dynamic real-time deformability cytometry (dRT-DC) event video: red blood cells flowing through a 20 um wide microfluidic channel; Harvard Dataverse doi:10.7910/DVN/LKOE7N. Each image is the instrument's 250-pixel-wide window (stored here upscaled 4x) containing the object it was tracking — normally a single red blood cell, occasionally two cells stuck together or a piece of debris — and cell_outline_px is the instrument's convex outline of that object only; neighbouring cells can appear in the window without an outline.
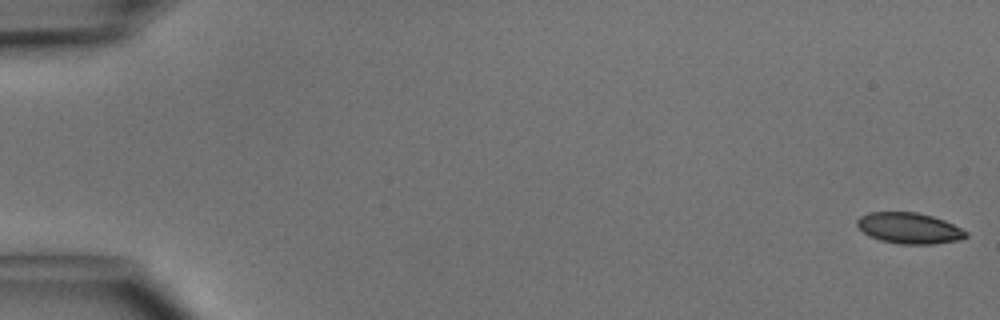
{"species": "common noctule bat (a hibernating species)", "species_latin": "Nyctalus noctula", "temperature_condition": "cold", "stored_images_in_passage": 49, "camera_frame_rate_fps": 3000, "um_per_image_px": 0.085, "animal": {"sex": "male", "body_mass_g": 15.6}, "frame": {"image": 1, "passage_image": 1, "time_ms": 0.0, "image_size_px": [1000, 320], "cell_outline_px": [[968, 236], [960, 240], [932, 244], [900, 244], [880, 240], [868, 236], [856, 224], [856, 220], [860, 216], [868, 212], [916, 212], [932, 216], [944, 220], [968, 232]], "centroid_in_image_um": [77.27, 19.39], "position_along_channel_um": 7.7, "area_um2": 19.65}}
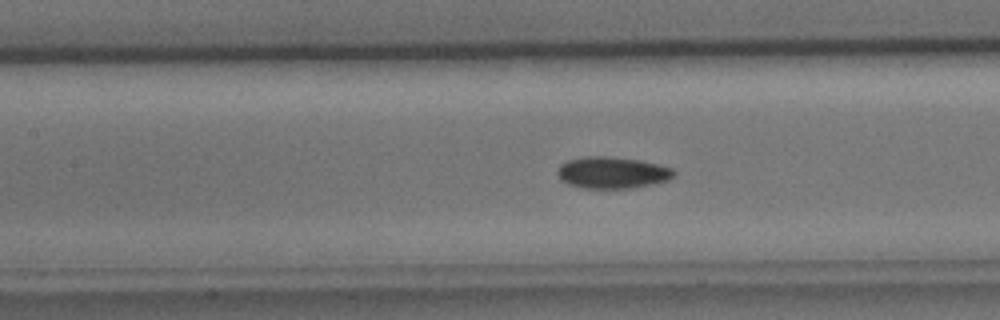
{"frame": {"image": 2, "passage_image": 23, "time_ms": 7.333, "image_size_px": [1000, 320], "cell_outline_px": [[676, 172], [668, 180], [628, 188], [584, 188], [568, 184], [560, 180], [556, 172], [560, 164], [568, 160], [584, 156], [604, 156], [640, 160], [672, 168]], "centroid_in_image_um": [51.98, 14.66], "position_along_channel_um": 155.4, "area_um2": 21.27}}
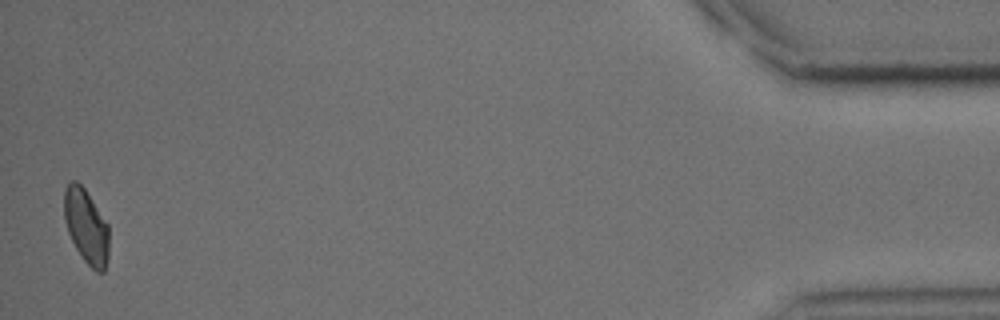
{"frame": {"image": 3, "passage_image": 49, "time_ms": 16.0, "image_size_px": [1000, 320], "cell_outline_px": [[108, 256], [104, 272], [96, 272], [84, 260], [76, 248], [68, 232], [64, 220], [64, 188], [72, 180], [76, 180], [84, 188], [108, 224]], "centroid_in_image_um": [7.32, 19.23], "position_along_channel_um": 427.9, "area_um2": 19.31}, "authors_computed_cell_mechanics": {"area_um2": 20.2878, "velocity_mm_per_s": 4.1003, "shape_relaxation_time_tau1_ms": 4.0941, "shape_relaxation_time_tau2_ms": 4.3739, "deformation_change_tau1": 0.0988, "deformation_change_tau2": 0.0746}}